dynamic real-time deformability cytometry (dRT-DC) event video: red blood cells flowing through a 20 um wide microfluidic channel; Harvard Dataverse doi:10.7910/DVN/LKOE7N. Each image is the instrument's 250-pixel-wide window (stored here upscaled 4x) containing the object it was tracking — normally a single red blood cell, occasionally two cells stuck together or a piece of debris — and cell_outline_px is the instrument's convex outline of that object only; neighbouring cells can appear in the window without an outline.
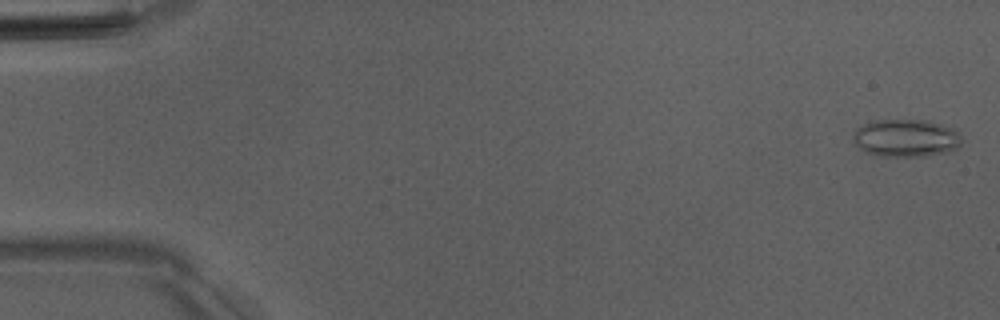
{"species": "Egyptian fruit bat (a non-hibernating species)", "species_latin": "Rousettus aegyptiacus", "temperature_condition": "room temperature", "stored_images_in_passage": 51, "camera_frame_rate_fps": 3000, "um_per_image_px": 0.085, "animal": {"sex": "male"}, "frame": {"image": 1, "passage_image": 1, "time_ms": 0.0, "image_size_px": [1000, 320], "cell_outline_px": [[960, 144], [956, 148], [948, 152], [928, 156], [876, 156], [864, 152], [852, 140], [852, 136], [856, 128], [872, 120], [928, 120], [952, 128], [960, 132]], "centroid_in_image_um": [76.98, 11.74], "position_along_channel_um": 8.0, "area_um2": 24.04}}
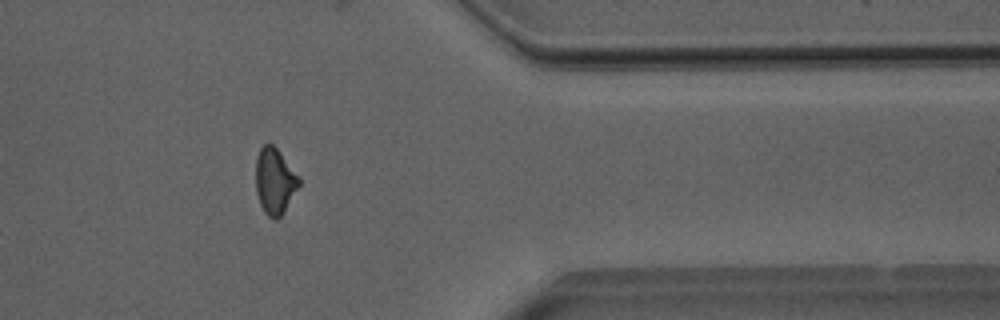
{"frame": {"image": 2, "passage_image": 42, "time_ms": 13.667, "image_size_px": [1000, 320], "cell_outline_px": [[300, 184], [284, 212], [276, 220], [272, 220], [264, 212], [260, 204], [256, 192], [256, 156], [260, 148], [264, 144], [272, 144], [276, 148], [300, 176]], "centroid_in_image_um": [23.35, 15.41], "position_along_channel_um": 388.0, "area_um2": 16.7}}
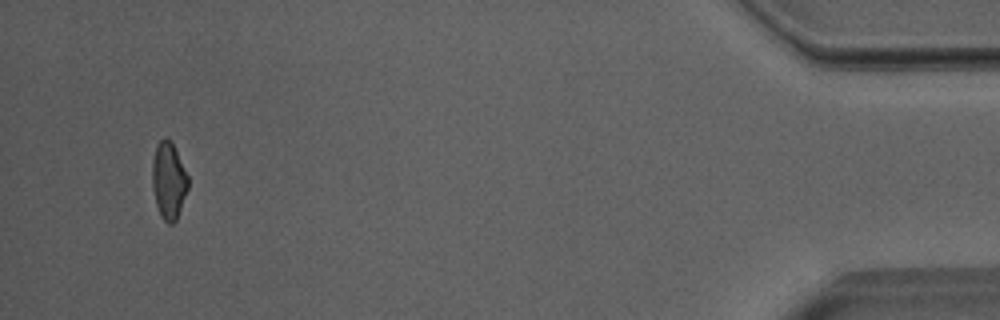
{"frame": {"image": 3, "passage_image": 49, "time_ms": 16.0, "image_size_px": [1000, 320], "cell_outline_px": [[188, 188], [176, 220], [172, 224], [168, 224], [160, 216], [156, 204], [152, 188], [152, 160], [156, 144], [164, 136], [172, 144], [188, 176]], "centroid_in_image_um": [14.31, 15.37], "position_along_channel_um": 420.9, "area_um2": 15.95}, "authors_computed_cell_mechanics": {"area_um2": 17.051, "velocity_mm_per_s": 4.0261, "shape_relaxation_time_tau1_ms": 8.5918, "shape_relaxation_time_tau2_ms": 2.4285, "deformation_change_tau1": 0.1844, "deformation_change_tau2": 0.0954}}